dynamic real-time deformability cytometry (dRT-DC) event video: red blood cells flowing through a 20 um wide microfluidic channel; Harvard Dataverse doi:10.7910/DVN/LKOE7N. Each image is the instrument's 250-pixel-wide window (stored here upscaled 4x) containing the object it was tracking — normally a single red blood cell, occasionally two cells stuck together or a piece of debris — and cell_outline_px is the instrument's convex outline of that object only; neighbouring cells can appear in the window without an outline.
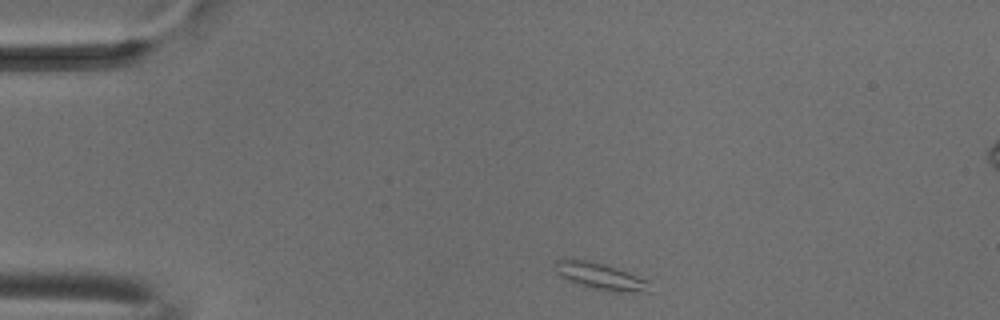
{"species": "common noctule bat (a hibernating species)", "species_latin": "Nyctalus noctula", "temperature_condition": "cold", "stored_images_in_passage": 44, "camera_frame_rate_fps": 3000, "um_per_image_px": 0.085, "animal": {"sex": "male", "body_mass_g": 18.8}, "frame": {"image": 1, "passage_image": 1, "time_ms": 0.0, "image_size_px": [1000, 320], "cell_outline_px": [[652, 292], [608, 292], [588, 288], [576, 284], [560, 276], [556, 272], [552, 264], [556, 260], [584, 260], [604, 264], [616, 268], [648, 280]], "centroid_in_image_um": [51.04, 23.52], "position_along_channel_um": 34.0, "area_um2": 14.85}}
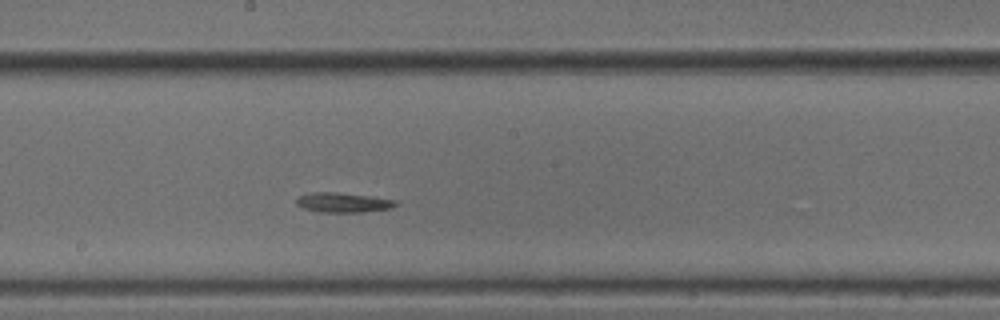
{"frame": {"image": 2, "passage_image": 20, "time_ms": 6.333, "image_size_px": [1000, 320], "cell_outline_px": [[396, 204], [392, 208], [360, 212], [320, 212], [304, 208], [296, 204], [296, 200], [300, 196], [308, 192], [332, 192], [372, 196], [396, 200]], "centroid_in_image_um": [29.15, 17.21], "position_along_channel_um": 219.1, "area_um2": 11.33}}
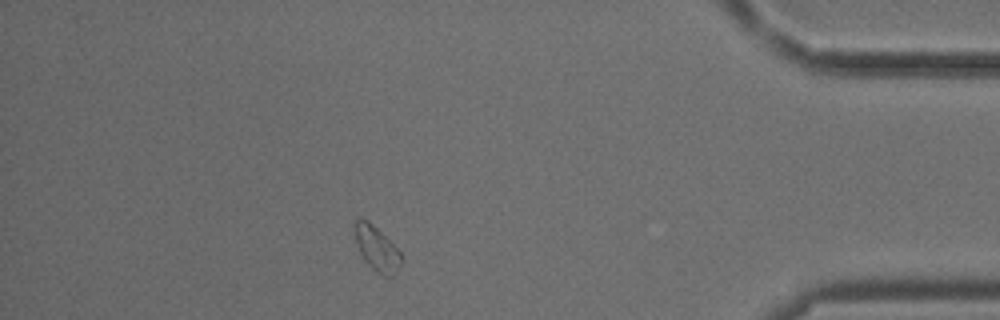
{"frame": {"image": 3, "passage_image": 38, "time_ms": 12.333, "image_size_px": [1000, 320], "cell_outline_px": [[404, 260], [392, 276], [384, 276], [376, 272], [364, 260], [356, 244], [352, 224], [356, 216], [360, 216], [368, 220], [404, 256]], "centroid_in_image_um": [31.98, 21.08], "position_along_channel_um": 403.2, "area_um2": 12.31}, "authors_computed_cell_mechanics": {"area_um2": 11.6467, "velocity_mm_per_s": 3.7325, "shape_relaxation_time_tau1_ms": 7.7531, "shape_relaxation_time_tau2_ms": null, "deformation_change_tau1": 0.1678, "deformation_change_tau2": null}}